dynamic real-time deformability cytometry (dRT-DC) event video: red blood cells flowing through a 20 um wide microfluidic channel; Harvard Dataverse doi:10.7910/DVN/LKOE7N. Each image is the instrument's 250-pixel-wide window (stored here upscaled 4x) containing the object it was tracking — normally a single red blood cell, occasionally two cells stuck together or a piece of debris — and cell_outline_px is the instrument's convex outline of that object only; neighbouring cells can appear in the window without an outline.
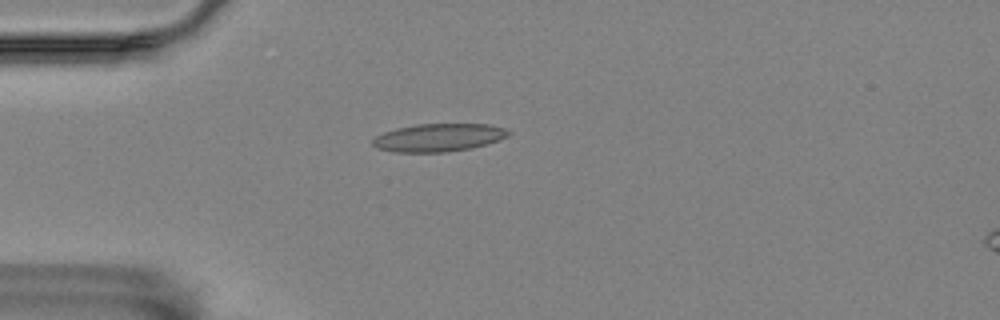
{"species": "Egyptian fruit bat (a non-hibernating species)", "species_latin": "Rousettus aegyptiacus", "temperature_condition": "room temperature", "stored_images_in_passage": 5, "camera_frame_rate_fps": 3000, "um_per_image_px": 0.085, "animal": {"sex": "female"}, "frame": {"image": 1, "passage_image": 5, "time_ms": 1.333, "image_size_px": [1000, 320], "cell_outline_px": [[512, 132], [508, 136], [484, 144], [468, 148], [444, 152], [392, 152], [376, 148], [372, 144], [372, 140], [376, 136], [384, 132], [396, 128], [416, 124], [488, 124], [504, 128]], "centroid_in_image_um": [37.22, 11.69], "position_along_channel_um": 47.8, "area_um2": 21.91}}